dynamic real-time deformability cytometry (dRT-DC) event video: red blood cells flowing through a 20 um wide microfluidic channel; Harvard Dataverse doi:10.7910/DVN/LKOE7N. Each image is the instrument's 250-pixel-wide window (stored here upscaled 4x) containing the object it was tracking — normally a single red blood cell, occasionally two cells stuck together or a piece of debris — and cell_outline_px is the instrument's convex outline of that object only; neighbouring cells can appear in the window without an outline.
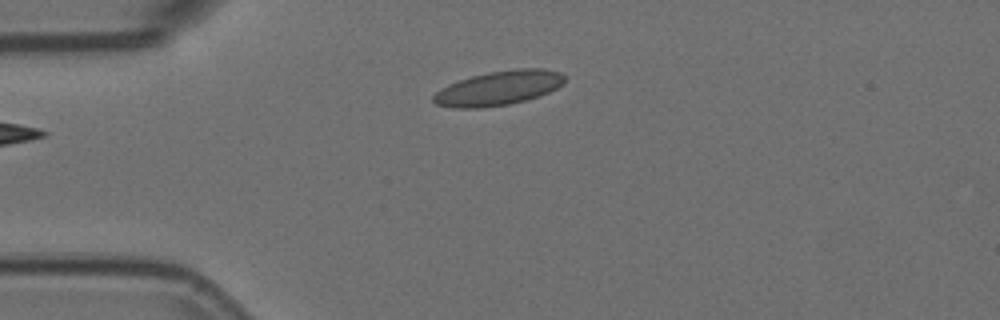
{"species": "Egyptian fruit bat (a non-hibernating species)", "species_latin": "Rousettus aegyptiacus", "temperature_condition": "room temperature", "stored_images_in_passage": 4, "camera_frame_rate_fps": 3000, "um_per_image_px": 0.085, "animal": {"sex": "female"}, "frame": {"image": 1, "passage_image": 4, "time_ms": 1.0, "image_size_px": [1000, 320], "cell_outline_px": [[564, 84], [540, 96], [508, 104], [480, 108], [452, 108], [436, 104], [432, 100], [432, 96], [440, 88], [448, 84], [472, 76], [488, 72], [516, 68], [544, 68], [560, 72], [564, 76]], "centroid_in_image_um": [42.37, 7.48], "position_along_channel_um": 42.6, "area_um2": 26.36}}